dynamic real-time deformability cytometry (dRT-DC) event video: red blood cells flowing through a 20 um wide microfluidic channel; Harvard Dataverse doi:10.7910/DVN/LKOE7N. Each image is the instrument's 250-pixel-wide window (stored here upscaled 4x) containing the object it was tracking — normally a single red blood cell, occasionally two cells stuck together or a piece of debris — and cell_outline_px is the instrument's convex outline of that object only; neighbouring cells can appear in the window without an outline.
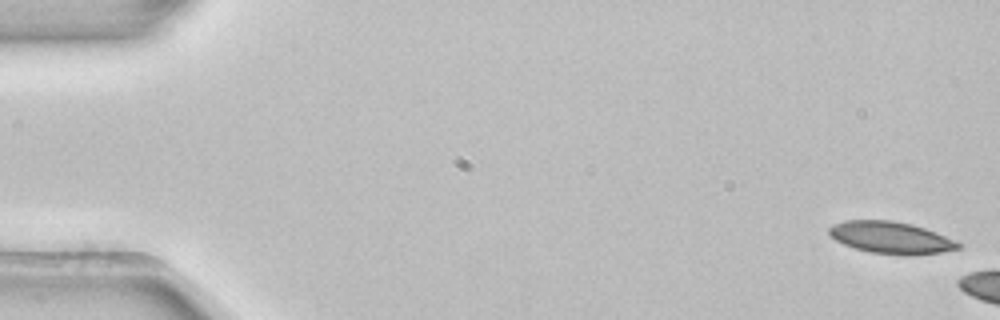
{"species": "common noctule bat (a hibernating species)", "species_latin": "Nyctalus noctula", "temperature_condition": "room temperature", "stored_images_in_passage": 3, "camera_frame_rate_fps": 3000, "um_per_image_px": 0.085, "animal": {"sex": "female", "body_mass_g": 22.7, "forearm_length_mm": 54.2}, "frame": {"image": 1, "passage_image": 1, "time_ms": 0.0, "image_size_px": [1000, 320], "cell_outline_px": [[960, 248], [940, 252], [916, 256], [904, 256], [868, 252], [844, 244], [836, 240], [828, 232], [828, 228], [832, 224], [844, 220], [892, 220], [912, 224], [936, 232], [960, 244]], "centroid_in_image_um": [75.7, 20.2], "position_along_channel_um": 9.3, "area_um2": 24.1}}